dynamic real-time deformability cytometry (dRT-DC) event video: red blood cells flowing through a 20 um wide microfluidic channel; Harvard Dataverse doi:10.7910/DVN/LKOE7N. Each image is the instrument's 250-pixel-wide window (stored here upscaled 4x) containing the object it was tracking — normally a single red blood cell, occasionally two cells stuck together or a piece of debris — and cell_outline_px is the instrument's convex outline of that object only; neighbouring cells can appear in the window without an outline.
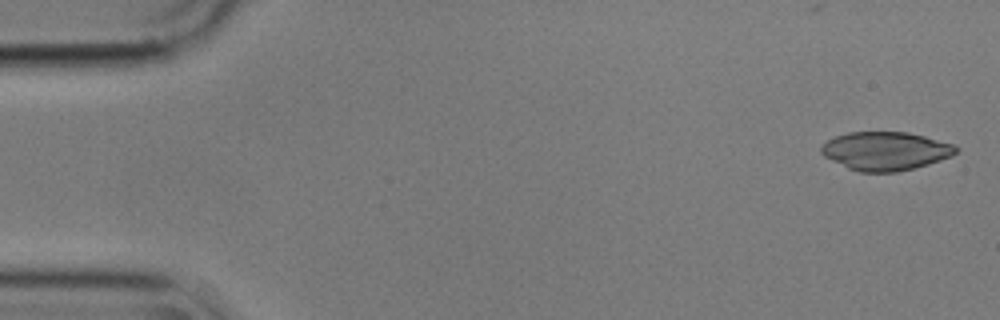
{"species": "common noctule bat (a hibernating species)", "species_latin": "Nyctalus noctula", "temperature_condition": "cold", "stored_images_in_passage": 55, "camera_frame_rate_fps": 3000, "um_per_image_px": 0.085, "animal": {"sex": "male", "body_mass_g": 17.9}, "frame": {"image": 1, "passage_image": 2, "time_ms": 0.333, "image_size_px": [1000, 320], "cell_outline_px": [[960, 148], [952, 156], [928, 164], [896, 172], [860, 172], [848, 168], [824, 156], [820, 152], [820, 148], [828, 140], [836, 136], [848, 132], [908, 132], [924, 136], [952, 144]], "centroid_in_image_um": [75.27, 12.83], "position_along_channel_um": 9.7, "area_um2": 30.0}}